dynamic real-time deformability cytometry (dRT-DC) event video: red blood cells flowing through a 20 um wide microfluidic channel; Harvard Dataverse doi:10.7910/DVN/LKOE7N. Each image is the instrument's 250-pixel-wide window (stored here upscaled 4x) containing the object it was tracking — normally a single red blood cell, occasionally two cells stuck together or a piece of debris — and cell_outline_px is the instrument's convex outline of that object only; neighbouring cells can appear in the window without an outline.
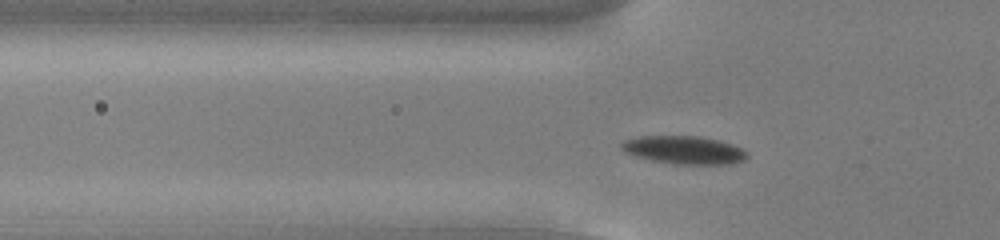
{"species": "common noctule bat (a hibernating species)", "species_latin": "Nyctalus noctula", "temperature_condition": "cold", "stored_images_in_passage": 44, "camera_frame_rate_fps": 3000, "um_per_image_px": 0.085, "animal": {"sex": "male", "body_mass_g": 13.0, "forearm_length_mm": 53.1}, "frame": {"image": 1, "passage_image": 8, "time_ms": 2.333, "image_size_px": [1000, 240], "cell_outline_px": [[748, 156], [744, 160], [732, 164], [676, 164], [652, 160], [636, 156], [624, 152], [620, 148], [620, 144], [624, 140], [636, 136], [700, 136], [720, 140], [732, 144], [740, 148]], "centroid_in_image_um": [58.11, 12.74], "position_along_channel_um": 67.7, "area_um2": 20.58}}
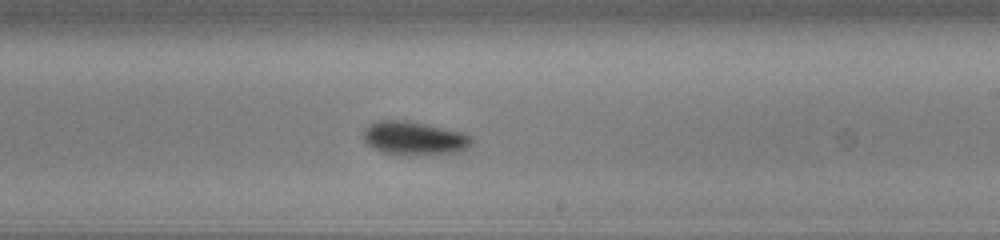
{"frame": {"image": 2, "passage_image": 23, "time_ms": 7.333, "image_size_px": [1000, 240], "cell_outline_px": [[472, 140], [464, 148], [456, 152], [408, 156], [400, 156], [384, 152], [372, 148], [364, 140], [364, 128], [368, 124], [376, 120], [408, 120], [464, 132], [472, 136]], "centroid_in_image_um": [35.15, 11.74], "position_along_channel_um": 253.8, "area_um2": 21.39}}
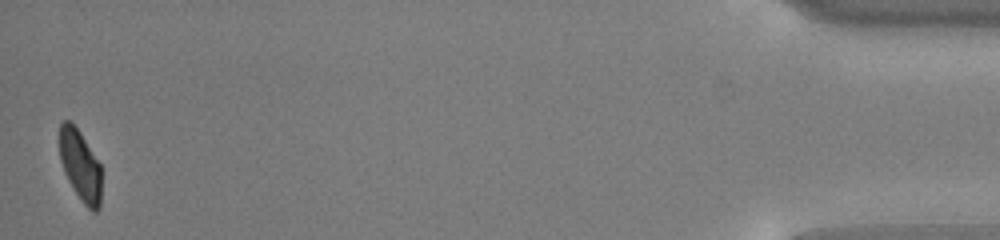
{"frame": {"image": 3, "passage_image": 44, "time_ms": 14.333, "image_size_px": [1000, 240], "cell_outline_px": [[100, 208], [96, 212], [92, 212], [84, 204], [68, 180], [64, 172], [60, 160], [60, 124], [64, 120], [72, 120], [80, 132], [100, 164]], "centroid_in_image_um": [6.81, 14.05], "position_along_channel_um": 428.4, "area_um2": 17.17}, "authors_computed_cell_mechanics": {"area_um2": 19.8543, "velocity_mm_per_s": 3.7576, "shape_relaxation_time_tau1_ms": 2.2201, "shape_relaxation_time_tau2_ms": null, "deformation_change_tau1": 0.1213, "deformation_change_tau2": null}}